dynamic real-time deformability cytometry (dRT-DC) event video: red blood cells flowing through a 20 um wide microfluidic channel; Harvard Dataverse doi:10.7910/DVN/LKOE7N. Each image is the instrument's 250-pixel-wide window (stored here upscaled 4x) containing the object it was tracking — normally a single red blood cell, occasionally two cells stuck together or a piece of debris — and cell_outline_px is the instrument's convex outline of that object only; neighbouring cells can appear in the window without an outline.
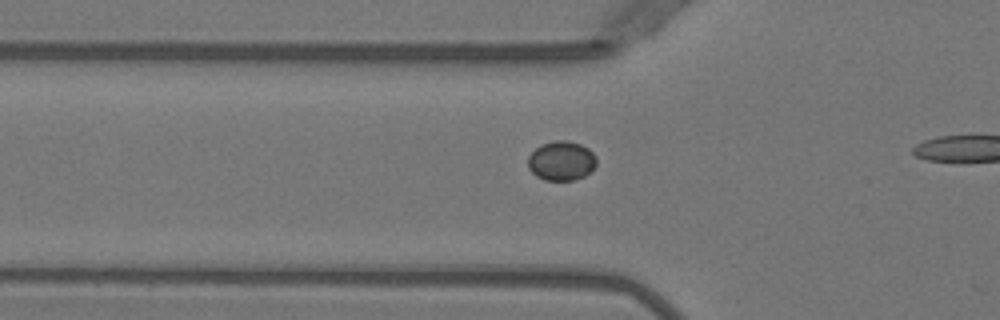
{"species": "Egyptian fruit bat (a non-hibernating species)", "species_latin": "Rousettus aegyptiacus", "temperature_condition": "warm", "stored_images_in_passage": 7, "camera_frame_rate_fps": 3000, "um_per_image_px": 0.085, "animal": {"sex": "female"}, "frame": {"image": 1, "passage_image": 5, "time_ms": 1.333, "image_size_px": [1000, 320], "cell_outline_px": [[596, 164], [584, 176], [572, 180], [544, 180], [536, 176], [528, 168], [528, 156], [540, 144], [556, 140], [568, 140], [580, 144], [588, 148], [596, 156]], "centroid_in_image_um": [47.7, 13.66], "position_along_channel_um": 78.1, "area_um2": 15.72}}